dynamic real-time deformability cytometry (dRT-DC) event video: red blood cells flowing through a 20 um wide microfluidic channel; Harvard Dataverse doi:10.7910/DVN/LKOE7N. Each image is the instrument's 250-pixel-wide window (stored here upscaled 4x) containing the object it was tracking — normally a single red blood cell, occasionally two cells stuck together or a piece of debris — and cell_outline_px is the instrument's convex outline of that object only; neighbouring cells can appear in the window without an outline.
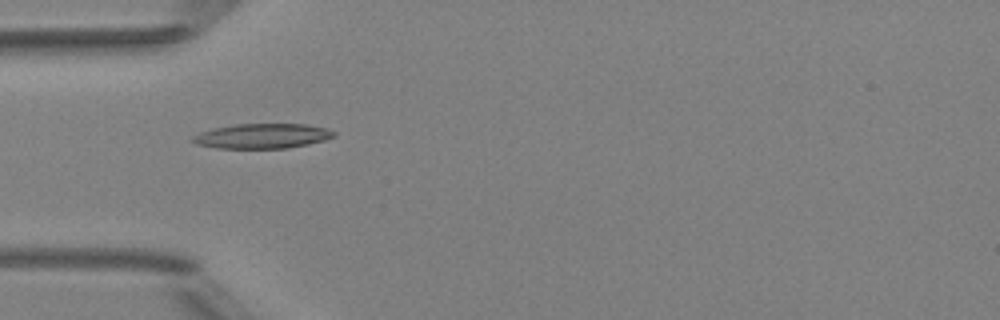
{"species": "Egyptian fruit bat (a non-hibernating species)", "species_latin": "Rousettus aegyptiacus", "temperature_condition": "room temperature", "stored_images_in_passage": 7, "camera_frame_rate_fps": 3000, "um_per_image_px": 0.085, "animal": {"sex": "female"}, "frame": {"image": 1, "passage_image": 5, "time_ms": 4.667, "image_size_px": [1000, 320], "cell_outline_px": [[336, 136], [324, 140], [308, 144], [288, 148], [216, 148], [196, 144], [188, 140], [192, 136], [200, 132], [216, 128], [236, 124], [308, 124], [328, 128], [336, 132]], "centroid_in_image_um": [22.3, 11.56], "position_along_channel_um": 62.7, "area_um2": 20.58}}
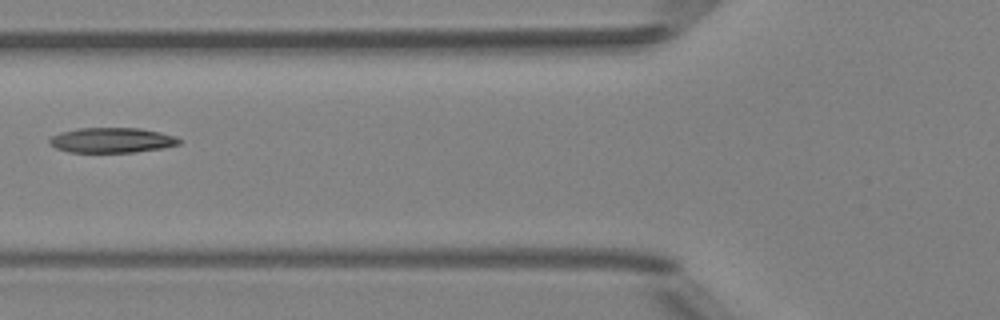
{"frame": {"image": 2, "passage_image": 6, "time_ms": 6.0, "image_size_px": [1000, 320], "cell_outline_px": [[180, 144], [164, 148], [136, 152], [68, 152], [56, 148], [48, 144], [48, 140], [52, 136], [60, 132], [76, 128], [140, 128], [160, 132], [176, 136], [180, 140]], "centroid_in_image_um": [9.49, 11.92], "position_along_channel_um": 116.3, "area_um2": 19.13}}
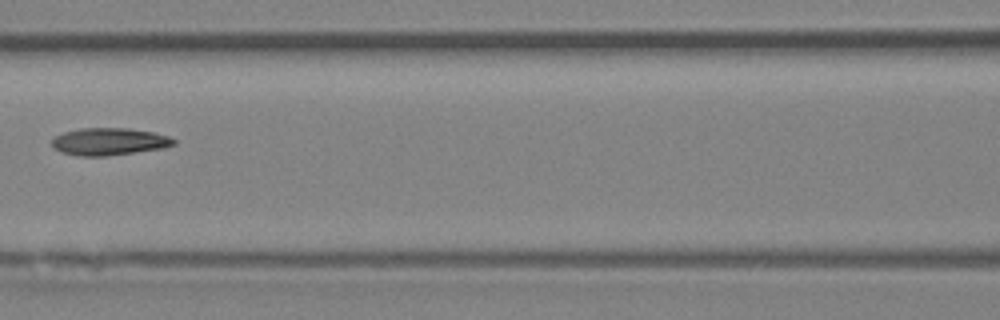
{"frame": {"image": 3, "passage_image": 7, "time_ms": 7.0, "image_size_px": [1000, 320], "cell_outline_px": [[176, 144], [160, 148], [104, 156], [76, 156], [52, 148], [52, 136], [64, 132], [80, 128], [128, 128], [152, 132], [168, 136], [176, 140]], "centroid_in_image_um": [9.22, 12.02], "position_along_channel_um": 157.4, "area_um2": 19.25}}